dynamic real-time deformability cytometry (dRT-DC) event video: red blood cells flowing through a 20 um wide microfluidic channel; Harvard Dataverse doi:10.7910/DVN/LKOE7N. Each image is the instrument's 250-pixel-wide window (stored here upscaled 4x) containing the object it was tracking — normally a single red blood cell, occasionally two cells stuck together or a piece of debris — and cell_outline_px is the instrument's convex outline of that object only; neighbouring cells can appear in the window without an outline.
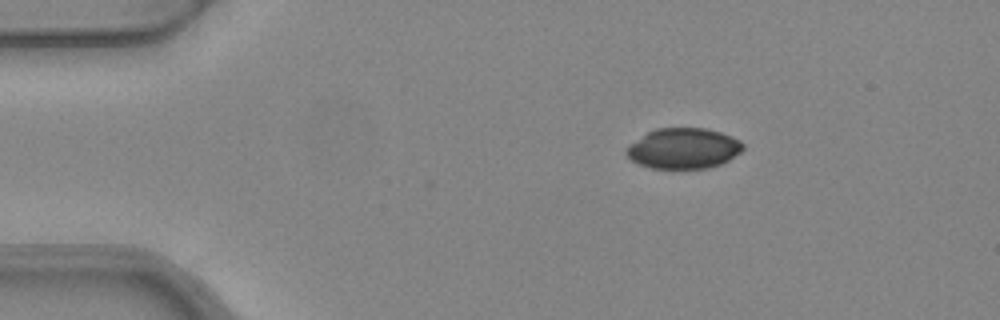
{"species": "common noctule bat (a hibernating species)", "species_latin": "Nyctalus noctula", "temperature_condition": "warm", "stored_images_in_passage": 3, "camera_frame_rate_fps": 3000, "um_per_image_px": 0.085, "animal": {"sex": "female", "body_mass_g": 24.6, "forearm_length_mm": 56.2}, "frame": {"image": 1, "passage_image": 1, "time_ms": 0.0, "image_size_px": [1000, 320], "cell_outline_px": [[744, 148], [740, 152], [728, 160], [720, 164], [708, 168], [652, 168], [640, 164], [632, 160], [624, 152], [624, 148], [648, 132], [656, 128], [704, 128], [720, 132], [732, 136], [740, 140], [744, 144]], "centroid_in_image_um": [58.1, 12.61], "position_along_channel_um": 26.9, "area_um2": 27.46}}
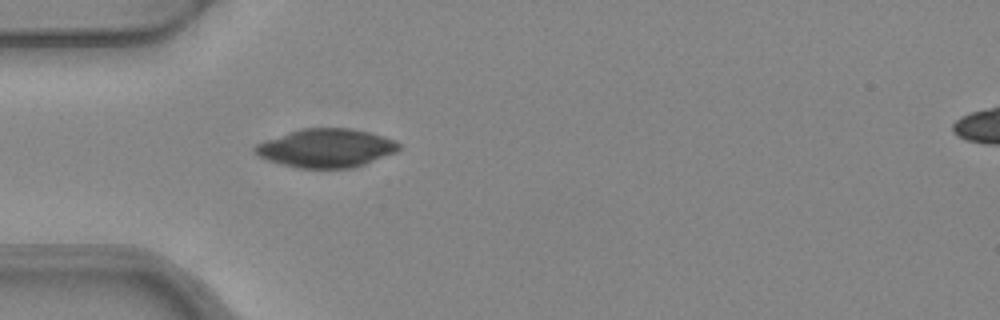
{"frame": {"image": 2, "passage_image": 3, "time_ms": 0.667, "image_size_px": [1000, 320], "cell_outline_px": [[400, 148], [396, 152], [364, 164], [352, 168], [300, 168], [280, 164], [256, 156], [252, 152], [252, 148], [256, 144], [264, 140], [288, 132], [304, 128], [348, 128], [368, 132], [396, 140], [400, 144]], "centroid_in_image_um": [27.67, 12.59], "position_along_channel_um": 57.3, "area_um2": 32.43}}